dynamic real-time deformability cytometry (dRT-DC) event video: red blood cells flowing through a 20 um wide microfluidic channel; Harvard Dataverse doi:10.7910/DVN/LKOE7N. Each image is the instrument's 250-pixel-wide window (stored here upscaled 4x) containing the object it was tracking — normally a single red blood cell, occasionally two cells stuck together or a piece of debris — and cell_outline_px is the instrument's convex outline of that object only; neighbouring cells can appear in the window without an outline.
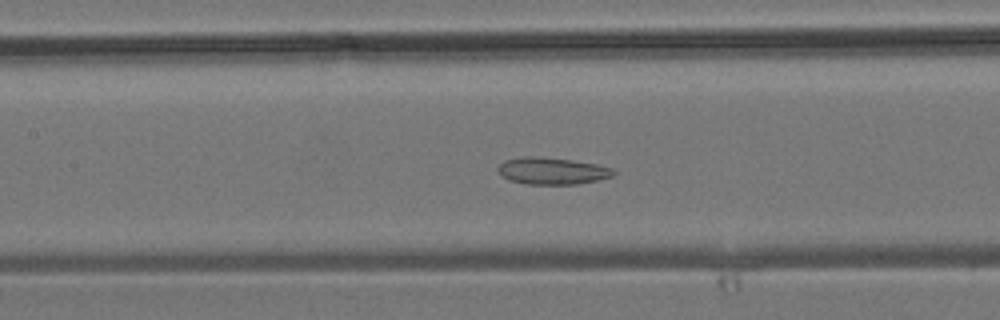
{"species": "common noctule bat (a hibernating species)", "species_latin": "Nyctalus noctula", "temperature_condition": "room temperature", "stored_images_in_passage": 39, "camera_frame_rate_fps": 3000, "um_per_image_px": 0.085, "animal": {"sex": "male", "body_mass_g": 19.2, "forearm_length_mm": 51.8}, "frame": {"image": 1, "passage_image": 16, "time_ms": 5.0, "image_size_px": [1000, 320], "cell_outline_px": [[616, 172], [612, 176], [596, 180], [576, 184], [528, 184], [508, 180], [496, 168], [504, 160], [524, 156], [532, 156], [568, 160], [596, 164], [612, 168]], "centroid_in_image_um": [46.91, 14.53], "position_along_channel_um": 160.5, "area_um2": 17.8}}
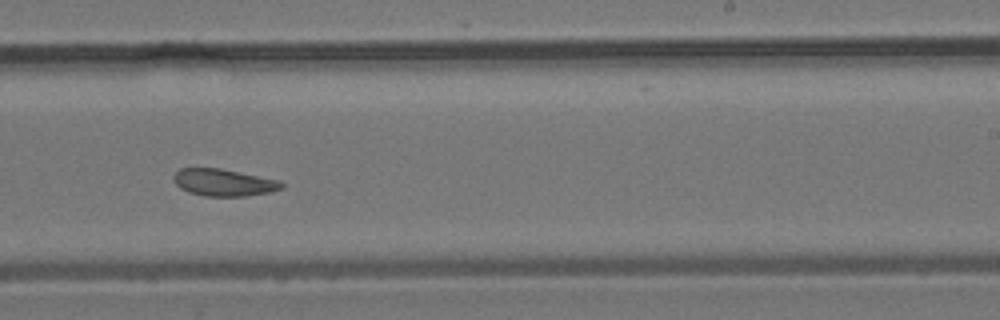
{"frame": {"image": 2, "passage_image": 23, "time_ms": 7.333, "image_size_px": [1000, 320], "cell_outline_px": [[284, 188], [272, 192], [248, 196], [204, 196], [188, 192], [180, 188], [172, 180], [172, 176], [180, 168], [220, 168], [280, 180], [284, 184]], "centroid_in_image_um": [19.03, 15.52], "position_along_channel_um": 270.0, "area_um2": 17.28}}
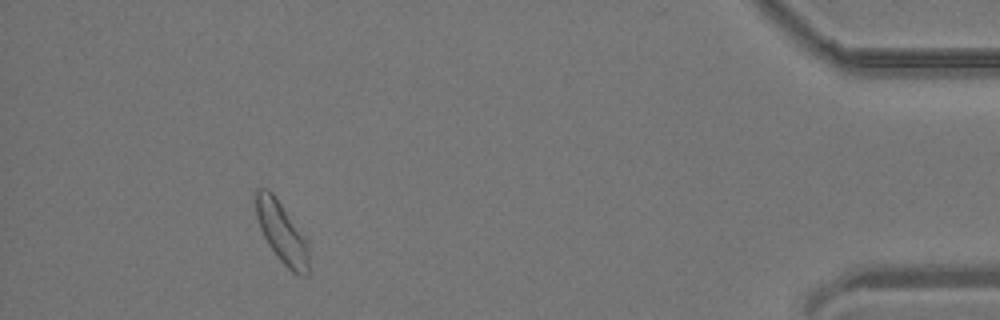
{"frame": {"image": 3, "passage_image": 36, "time_ms": 11.667, "image_size_px": [1000, 320], "cell_outline_px": [[308, 276], [304, 276], [292, 272], [280, 260], [268, 244], [260, 228], [256, 216], [252, 192], [256, 188], [268, 188], [272, 192], [308, 240]], "centroid_in_image_um": [23.91, 19.7], "position_along_channel_um": 411.3, "area_um2": 19.13}}